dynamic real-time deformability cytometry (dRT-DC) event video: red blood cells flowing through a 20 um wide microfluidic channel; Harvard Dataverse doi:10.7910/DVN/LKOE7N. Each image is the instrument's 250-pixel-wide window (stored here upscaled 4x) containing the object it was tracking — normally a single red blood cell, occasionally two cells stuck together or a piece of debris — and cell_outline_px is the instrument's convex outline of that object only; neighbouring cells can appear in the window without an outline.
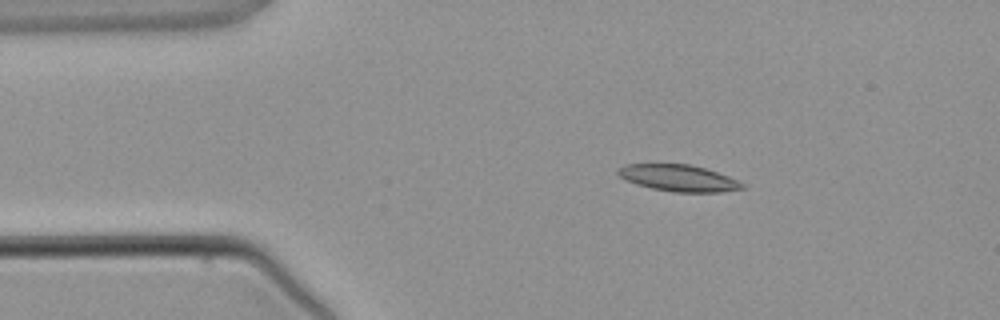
{"species": "common noctule bat (a hibernating species)", "species_latin": "Nyctalus noctula", "temperature_condition": "warm", "stored_images_in_passage": 2, "camera_frame_rate_fps": 3000, "um_per_image_px": 0.085, "animal": {"sex": "male", "body_mass_g": 21.5, "forearm_length_mm": 52.0}, "frame": {"image": 1, "passage_image": 1, "time_ms": 0.0, "image_size_px": [1000, 320], "cell_outline_px": [[748, 188], [720, 192], [672, 192], [652, 188], [636, 184], [620, 176], [616, 172], [616, 168], [624, 164], [688, 164], [704, 168], [728, 176], [744, 184]], "centroid_in_image_um": [57.67, 15.13], "position_along_channel_um": 27.3, "area_um2": 19.19}}